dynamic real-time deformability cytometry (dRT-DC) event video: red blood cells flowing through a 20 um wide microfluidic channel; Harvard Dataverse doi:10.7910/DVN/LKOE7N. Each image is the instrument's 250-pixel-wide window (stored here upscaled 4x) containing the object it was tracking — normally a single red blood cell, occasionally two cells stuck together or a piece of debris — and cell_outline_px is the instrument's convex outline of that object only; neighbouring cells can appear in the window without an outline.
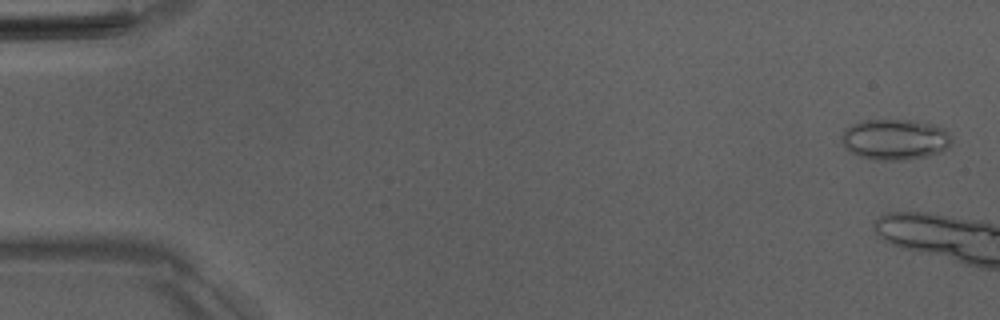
{"species": "Egyptian fruit bat (a non-hibernating species)", "species_latin": "Rousettus aegyptiacus", "temperature_condition": "room temperature", "stored_images_in_passage": 6, "camera_frame_rate_fps": 3000, "um_per_image_px": 0.085, "animal": {"sex": "male"}, "frame": {"image": 1, "passage_image": 2, "time_ms": 0.333, "image_size_px": [1000, 320], "cell_outline_px": [[952, 140], [948, 148], [940, 152], [928, 156], [904, 160], [876, 160], [860, 156], [848, 152], [840, 136], [844, 128], [860, 120], [916, 120], [932, 124], [948, 132]], "centroid_in_image_um": [76.04, 11.85], "position_along_channel_um": 9.0, "area_um2": 26.36}}